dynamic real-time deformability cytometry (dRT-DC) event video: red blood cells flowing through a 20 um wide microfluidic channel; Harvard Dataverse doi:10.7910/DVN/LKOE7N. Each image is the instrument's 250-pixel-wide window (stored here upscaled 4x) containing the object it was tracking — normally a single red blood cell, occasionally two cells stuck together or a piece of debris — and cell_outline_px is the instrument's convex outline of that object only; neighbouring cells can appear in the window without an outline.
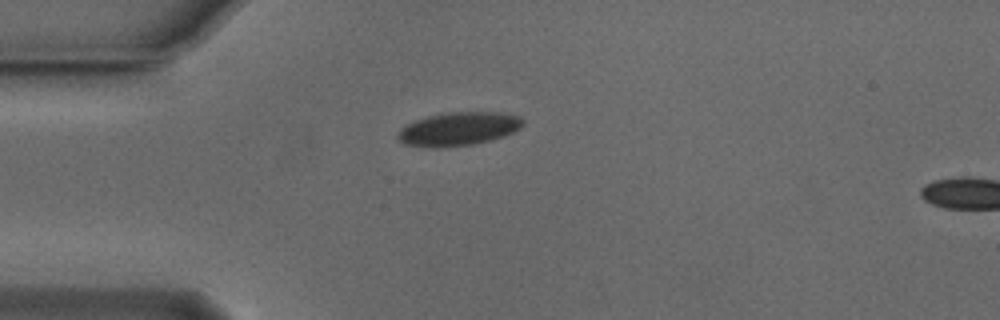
{"species": "Egyptian fruit bat (a non-hibernating species)", "species_latin": "Rousettus aegyptiacus", "temperature_condition": "cold", "stored_images_in_passage": 38, "camera_frame_rate_fps": 3000, "um_per_image_px": 0.085, "animal": {"sex": "male"}, "frame": {"image": 1, "passage_image": 1, "time_ms": 0.0, "image_size_px": [1000, 320], "cell_outline_px": [[524, 124], [520, 128], [504, 136], [472, 144], [436, 148], [432, 148], [404, 144], [396, 140], [396, 132], [404, 124], [428, 116], [448, 112], [500, 112], [520, 116], [524, 120]], "centroid_in_image_um": [38.92, 10.95], "position_along_channel_um": 46.1, "area_um2": 24.62}}
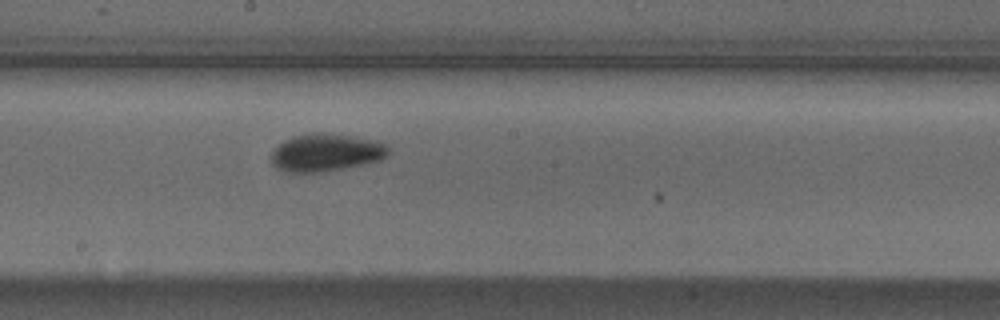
{"frame": {"image": 2, "passage_image": 16, "time_ms": 5.0, "image_size_px": [1000, 320], "cell_outline_px": [[388, 156], [380, 160], [340, 168], [316, 172], [284, 172], [276, 168], [272, 164], [272, 152], [284, 140], [292, 136], [316, 132], [352, 136], [376, 140], [388, 144]], "centroid_in_image_um": [27.7, 12.95], "position_along_channel_um": 220.5, "area_um2": 25.43}}
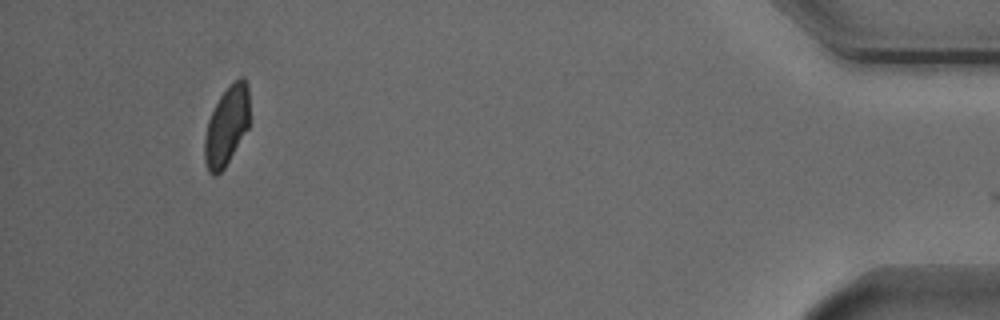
{"frame": {"image": 3, "passage_image": 37, "time_ms": 12.0, "image_size_px": [1000, 320], "cell_outline_px": [[248, 128], [224, 168], [216, 176], [212, 176], [208, 172], [204, 160], [204, 136], [208, 120], [220, 96], [232, 80], [240, 76], [244, 76], [248, 84]], "centroid_in_image_um": [19.25, 10.69], "position_along_channel_um": 416.0, "area_um2": 20.81}, "authors_computed_cell_mechanics": {"area_um2": 23.5535, "velocity_mm_per_s": 3.8283, "shape_relaxation_time_tau1_ms": 4.1176, "shape_relaxation_time_tau2_ms": 9.8721, "deformation_change_tau1": 0.0834, "deformation_change_tau2": 0.1024}}